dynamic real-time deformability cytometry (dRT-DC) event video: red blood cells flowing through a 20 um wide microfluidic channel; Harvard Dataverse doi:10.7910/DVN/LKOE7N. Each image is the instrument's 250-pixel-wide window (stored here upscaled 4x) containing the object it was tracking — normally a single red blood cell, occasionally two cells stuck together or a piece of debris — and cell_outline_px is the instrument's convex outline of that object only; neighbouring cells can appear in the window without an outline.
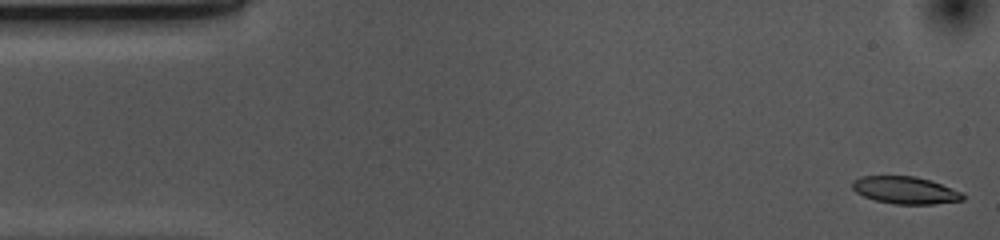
{"species": "common noctule bat (a hibernating species)", "species_latin": "Nyctalus noctula", "temperature_condition": "cold", "stored_images_in_passage": 53, "camera_frame_rate_fps": 3000, "um_per_image_px": 0.085, "animal": {"sex": "female", "body_mass_g": 10.0, "forearm_length_mm": 53.1}, "frame": {"image": 1, "passage_image": 1, "time_ms": 0.0, "image_size_px": [1000, 240], "cell_outline_px": [[964, 200], [932, 204], [896, 204], [876, 200], [864, 196], [856, 192], [852, 188], [852, 180], [860, 176], [916, 176], [932, 180], [960, 192], [964, 196]], "centroid_in_image_um": [76.92, 16.15], "position_along_channel_um": 8.1, "area_um2": 17.51}}
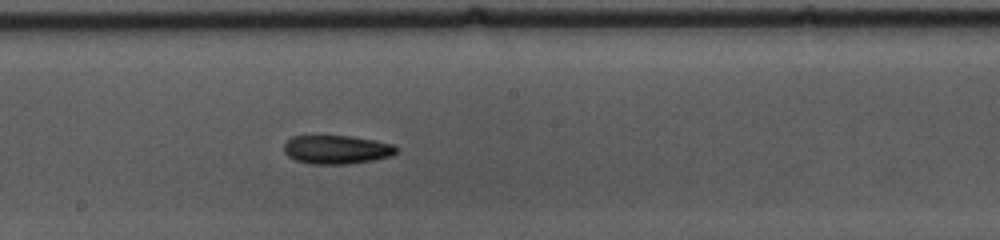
{"frame": {"image": 2, "passage_image": 27, "time_ms": 8.667, "image_size_px": [1000, 240], "cell_outline_px": [[400, 148], [392, 156], [372, 160], [348, 164], [312, 164], [296, 160], [288, 156], [284, 152], [284, 144], [292, 136], [348, 136], [396, 144]], "centroid_in_image_um": [28.64, 12.72], "position_along_channel_um": 219.6, "area_um2": 18.79}}
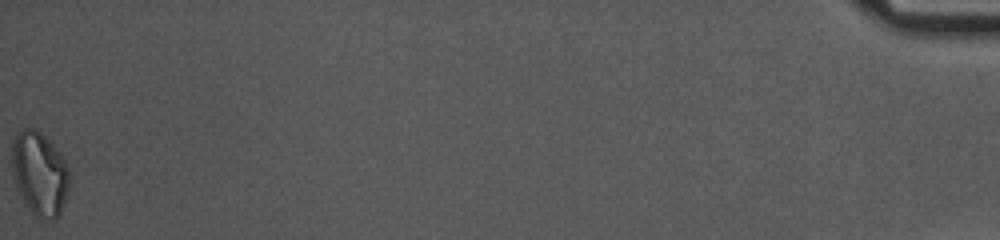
{"frame": {"image": 3, "passage_image": 53, "time_ms": 17.333, "image_size_px": [1000, 240], "cell_outline_px": [[68, 188], [60, 212], [52, 220], [40, 220], [28, 208], [16, 184], [12, 172], [12, 136], [20, 128], [36, 128], [60, 152], [68, 168]], "centroid_in_image_um": [3.33, 14.71], "position_along_channel_um": 431.9, "area_um2": 27.86}, "authors_computed_cell_mechanics": {"area_um2": 18.785, "velocity_mm_per_s": 3.6954, "shape_relaxation_time_tau1_ms": 4.3168, "shape_relaxation_time_tau2_ms": null, "deformation_change_tau1": 0.1376, "deformation_change_tau2": null}}